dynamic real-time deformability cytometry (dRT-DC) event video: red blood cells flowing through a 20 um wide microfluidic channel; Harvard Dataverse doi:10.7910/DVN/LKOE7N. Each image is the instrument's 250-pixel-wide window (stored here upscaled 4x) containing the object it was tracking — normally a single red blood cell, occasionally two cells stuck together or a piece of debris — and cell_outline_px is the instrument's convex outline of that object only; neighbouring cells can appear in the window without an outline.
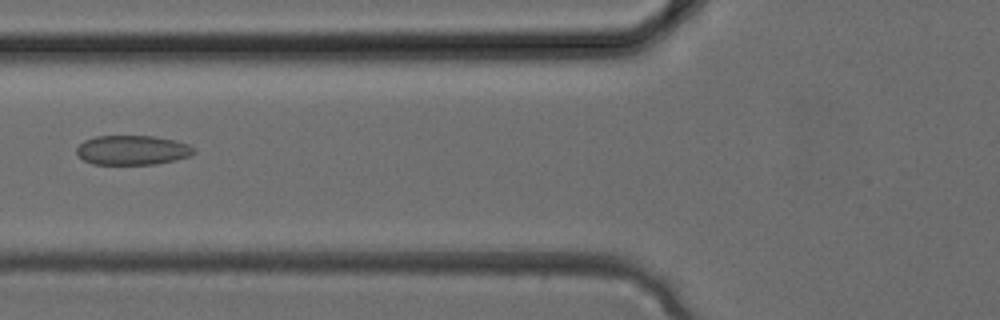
{"species": "common noctule bat (a hibernating species)", "species_latin": "Nyctalus noctula", "temperature_condition": "cold", "stored_images_in_passage": 2, "camera_frame_rate_fps": 3000, "um_per_image_px": 0.085, "animal": {"sex": "female", "body_mass_g": 24.6, "forearm_length_mm": 56.2}, "frame": {"image": 1, "passage_image": 2, "time_ms": 0.333, "image_size_px": [1000, 320], "cell_outline_px": [[196, 152], [188, 156], [176, 160], [156, 164], [92, 164], [84, 160], [76, 152], [76, 148], [84, 140], [96, 136], [152, 136], [176, 140], [188, 144], [196, 148]], "centroid_in_image_um": [11.27, 12.76], "position_along_channel_um": 114.5, "area_um2": 20.23}}